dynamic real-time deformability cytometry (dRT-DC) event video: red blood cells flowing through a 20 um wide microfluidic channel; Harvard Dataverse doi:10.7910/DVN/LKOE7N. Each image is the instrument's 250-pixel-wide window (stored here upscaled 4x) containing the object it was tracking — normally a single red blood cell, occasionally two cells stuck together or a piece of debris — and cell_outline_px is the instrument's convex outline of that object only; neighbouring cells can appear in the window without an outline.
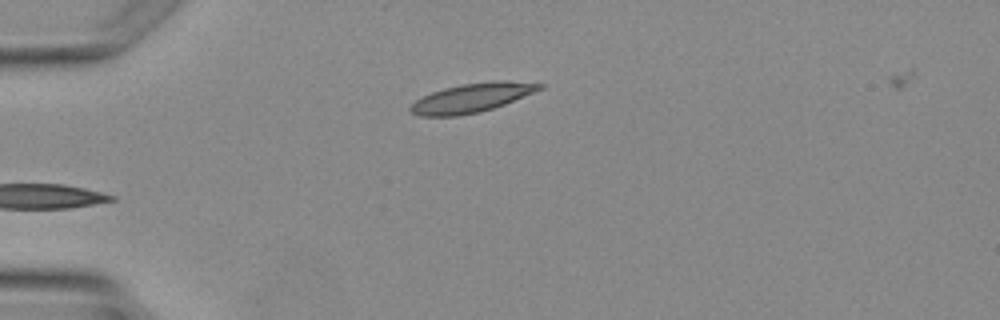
{"species": "Egyptian fruit bat (a non-hibernating species)", "species_latin": "Rousettus aegyptiacus", "temperature_condition": "warm", "stored_images_in_passage": 2, "camera_frame_rate_fps": 3000, "um_per_image_px": 0.085, "animal": {"sex": "female"}, "frame": {"image": 1, "passage_image": 2, "time_ms": 1.333, "image_size_px": [1000, 320], "cell_outline_px": [[544, 88], [504, 104], [480, 112], [456, 116], [420, 116], [408, 112], [408, 108], [416, 100], [432, 92], [444, 88], [460, 84], [492, 80], [504, 80], [544, 84]], "centroid_in_image_um": [40.08, 8.31], "position_along_channel_um": 44.9, "area_um2": 21.85}}